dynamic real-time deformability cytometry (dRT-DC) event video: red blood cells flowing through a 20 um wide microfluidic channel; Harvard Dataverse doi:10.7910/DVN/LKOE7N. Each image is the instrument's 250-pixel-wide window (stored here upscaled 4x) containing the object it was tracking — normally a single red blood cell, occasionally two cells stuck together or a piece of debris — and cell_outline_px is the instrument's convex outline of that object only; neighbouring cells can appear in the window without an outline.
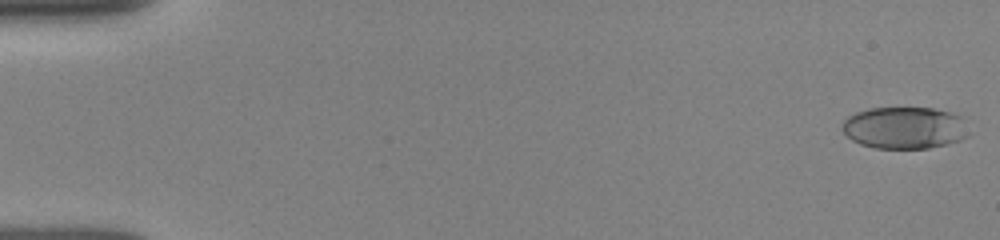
{"species": "human", "species_latin": "Homo sapiens", "temperature_condition": "room temperature", "stored_images_in_passage": 51, "camera_frame_rate_fps": 3000, "um_per_image_px": 0.085, "donor": {"sex": "female"}, "frame": {"image": 1, "passage_image": 1, "time_ms": 0.0, "image_size_px": [1000, 240], "cell_outline_px": [[968, 136], [960, 140], [928, 148], [876, 148], [860, 144], [852, 140], [844, 132], [844, 120], [848, 116], [856, 112], [868, 108], [932, 108], [948, 112], [960, 116]], "centroid_in_image_um": [76.85, 10.86], "position_along_channel_um": 8.1, "area_um2": 30.46}}
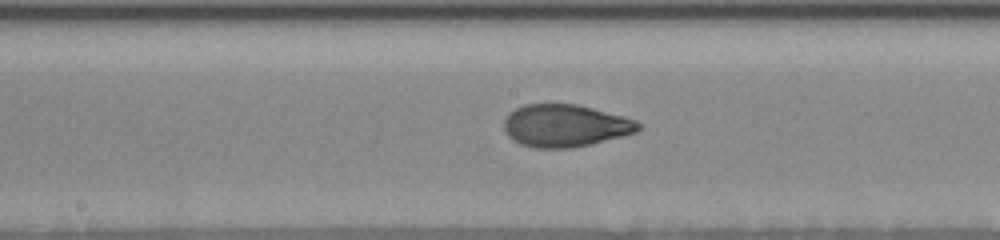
{"frame": {"image": 2, "passage_image": 27, "time_ms": 8.667, "image_size_px": [1000, 240], "cell_outline_px": [[640, 128], [636, 132], [592, 144], [572, 148], [536, 148], [520, 144], [512, 140], [504, 132], [504, 120], [508, 112], [524, 104], [576, 104], [624, 116], [636, 120], [640, 124]], "centroid_in_image_um": [48.01, 10.68], "position_along_channel_um": 200.2, "area_um2": 33.35}}
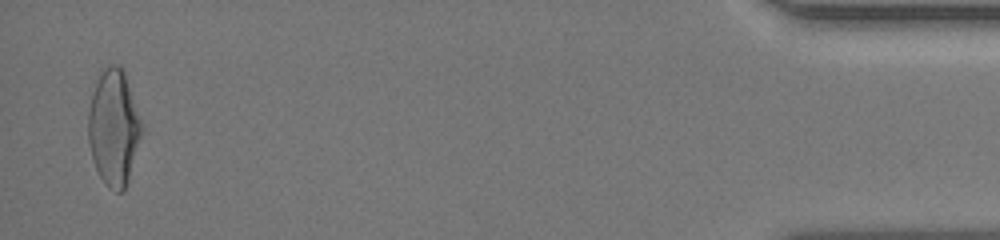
{"frame": {"image": 3, "passage_image": 50, "time_ms": 16.333, "image_size_px": [1000, 240], "cell_outline_px": [[144, 124], [128, 180], [124, 188], [120, 192], [116, 192], [108, 188], [104, 184], [96, 168], [92, 156], [88, 140], [88, 112], [92, 80], [100, 68], [112, 64], [116, 64], [124, 68]], "centroid_in_image_um": [9.65, 10.71], "position_along_channel_um": 425.6, "area_um2": 37.11}, "authors_computed_cell_mechanics": {"area_um2": 33.0038, "velocity_mm_per_s": 3.9645, "shape_relaxation_time_tau1_ms": 4.2719, "shape_relaxation_time_tau2_ms": 0.8656, "deformation_change_tau1": 0.1894, "deformation_change_tau2": 0.0632}}